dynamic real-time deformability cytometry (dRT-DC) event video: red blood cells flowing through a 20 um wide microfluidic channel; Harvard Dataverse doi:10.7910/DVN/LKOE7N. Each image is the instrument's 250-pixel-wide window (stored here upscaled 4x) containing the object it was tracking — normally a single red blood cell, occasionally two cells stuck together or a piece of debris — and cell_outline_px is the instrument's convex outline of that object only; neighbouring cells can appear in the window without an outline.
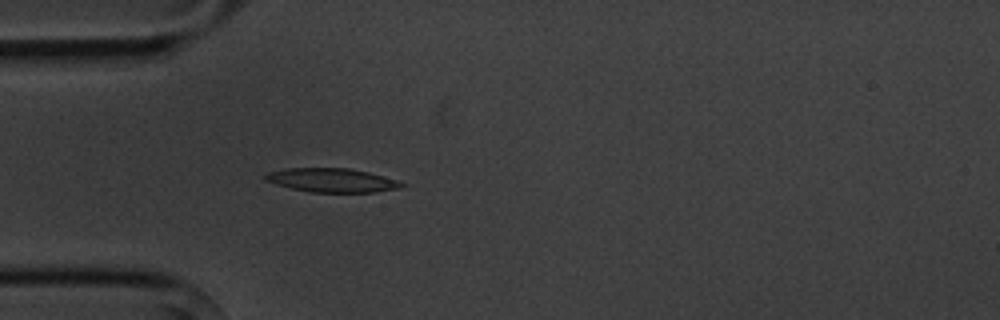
{"species": "common noctule bat (a hibernating species)", "species_latin": "Nyctalus noctula", "temperature_condition": "cold", "stored_images_in_passage": 4, "camera_frame_rate_fps": 3000, "um_per_image_px": 0.085, "animal": {"sex": "male", "body_mass_g": 20.1, "forearm_length_mm": 53.5}, "frame": {"image": 1, "passage_image": 4, "time_ms": 4.667, "image_size_px": [1000, 320], "cell_outline_px": [[408, 184], [400, 188], [376, 192], [308, 192], [292, 188], [264, 180], [264, 176], [268, 172], [288, 168], [348, 168], [368, 172], [396, 180]], "centroid_in_image_um": [28.23, 15.32], "position_along_channel_um": 56.8, "area_um2": 18.84}}